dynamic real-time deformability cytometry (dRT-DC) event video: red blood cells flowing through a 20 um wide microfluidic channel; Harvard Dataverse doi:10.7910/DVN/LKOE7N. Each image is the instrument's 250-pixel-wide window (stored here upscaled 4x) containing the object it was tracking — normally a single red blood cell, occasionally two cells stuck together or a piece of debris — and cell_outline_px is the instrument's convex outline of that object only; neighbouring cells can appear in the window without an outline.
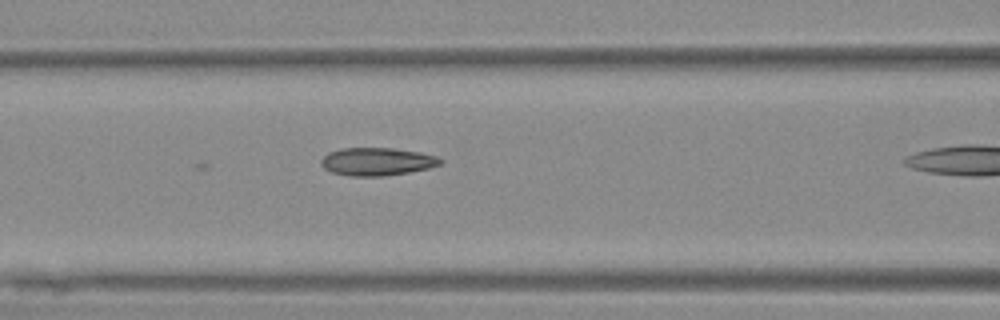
{"species": "Egyptian fruit bat (a non-hibernating species)", "species_latin": "Rousettus aegyptiacus", "temperature_condition": "warm", "stored_images_in_passage": 6, "camera_frame_rate_fps": 3000, "um_per_image_px": 0.085, "animal": {"sex": "female"}, "frame": {"image": 1, "passage_image": 6, "time_ms": 1.667, "image_size_px": [1000, 320], "cell_outline_px": [[444, 160], [440, 164], [428, 168], [408, 172], [380, 176], [352, 176], [332, 172], [324, 168], [320, 164], [320, 160], [328, 152], [340, 148], [392, 148], [420, 152], [436, 156]], "centroid_in_image_um": [32.02, 13.72], "position_along_channel_um": 134.6, "area_um2": 19.31}}